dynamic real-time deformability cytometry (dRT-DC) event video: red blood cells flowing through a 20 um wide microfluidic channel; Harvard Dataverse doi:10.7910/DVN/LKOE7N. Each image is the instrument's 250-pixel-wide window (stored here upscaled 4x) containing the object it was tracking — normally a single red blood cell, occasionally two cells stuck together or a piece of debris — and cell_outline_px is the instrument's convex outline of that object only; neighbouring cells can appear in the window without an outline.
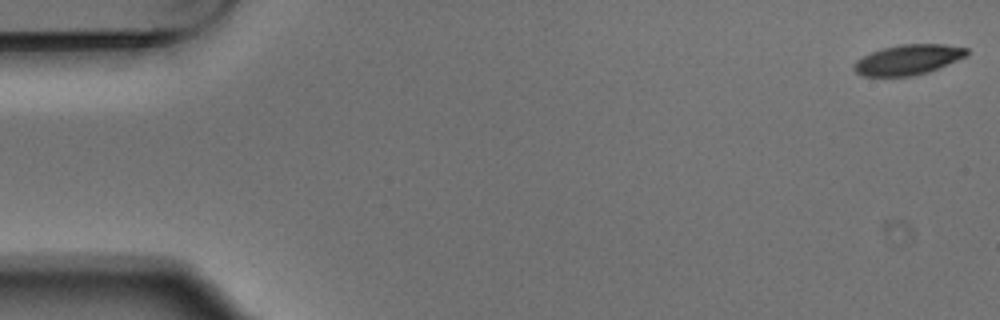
{"species": "Egyptian fruit bat (a non-hibernating species)", "species_latin": "Rousettus aegyptiacus", "temperature_condition": "warm", "stored_images_in_passage": 6, "camera_frame_rate_fps": 3000, "um_per_image_px": 0.085, "animal": {"sex": "male"}, "frame": {"image": 1, "passage_image": 1, "time_ms": 0.0, "image_size_px": [1000, 320], "cell_outline_px": [[968, 56], [928, 72], [912, 76], [864, 76], [856, 72], [852, 68], [852, 64], [856, 60], [872, 52], [884, 48], [900, 44], [944, 44], [968, 48]], "centroid_in_image_um": [77.2, 5.07], "position_along_channel_um": 7.8, "area_um2": 19.83}}
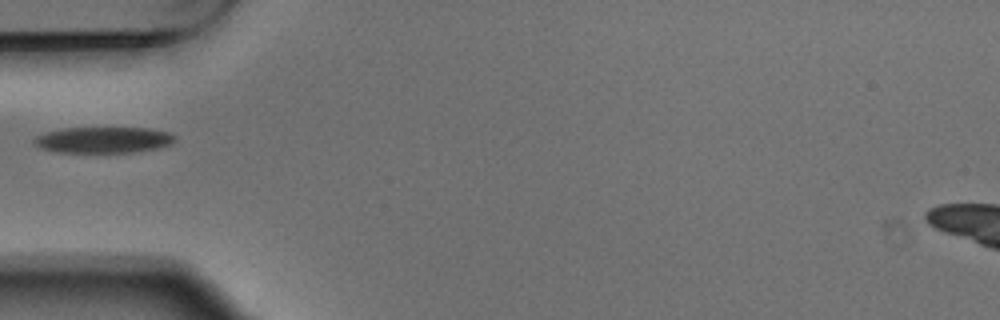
{"frame": {"image": 2, "passage_image": 5, "time_ms": 1.333, "image_size_px": [1000, 320], "cell_outline_px": [[176, 140], [172, 144], [156, 148], [132, 152], [60, 152], [40, 148], [32, 144], [32, 140], [36, 136], [44, 132], [64, 128], [148, 128], [168, 132], [176, 136]], "centroid_in_image_um": [8.76, 11.89], "position_along_channel_um": 76.2, "area_um2": 21.44}}
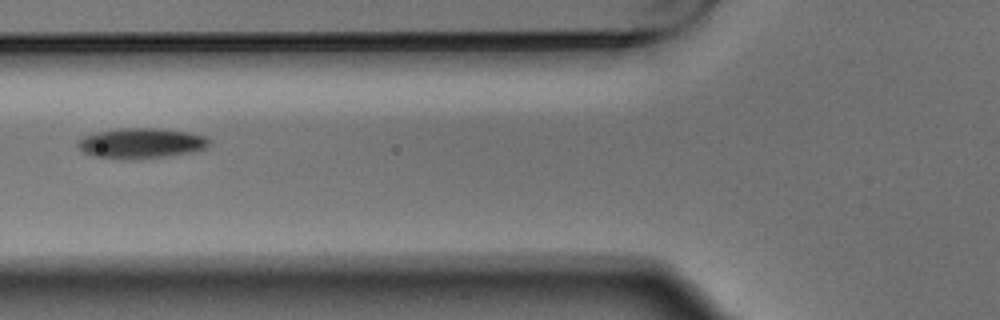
{"frame": {"image": 3, "passage_image": 6, "time_ms": 1.667, "image_size_px": [1000, 320], "cell_outline_px": [[212, 140], [204, 148], [188, 152], [164, 156], [132, 160], [92, 156], [84, 152], [76, 144], [84, 136], [96, 132], [120, 128], [156, 128], [188, 132], [204, 136]], "centroid_in_image_um": [11.96, 12.17], "position_along_channel_um": 113.8, "area_um2": 22.95}}